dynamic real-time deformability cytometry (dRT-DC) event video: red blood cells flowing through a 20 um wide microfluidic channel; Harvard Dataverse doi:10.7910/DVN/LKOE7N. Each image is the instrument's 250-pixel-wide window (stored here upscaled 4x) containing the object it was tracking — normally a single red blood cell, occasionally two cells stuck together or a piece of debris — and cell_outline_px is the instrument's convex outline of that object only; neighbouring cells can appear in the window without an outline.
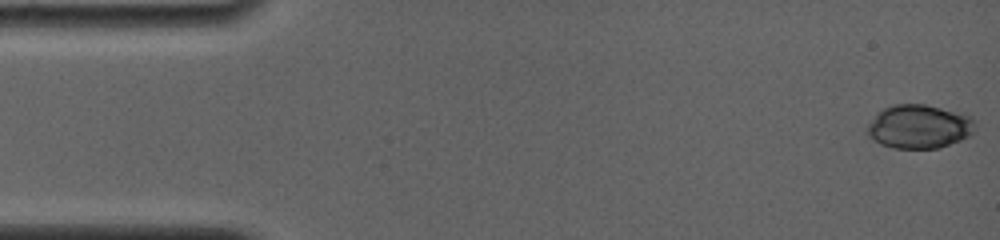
{"species": "common noctule bat (a hibernating species)", "species_latin": "Nyctalus noctula", "temperature_condition": "room temperature", "stored_images_in_passage": 33, "camera_frame_rate_fps": 4000, "um_per_image_px": 0.085, "animal": {"sex": "female", "body_mass_g": 19.0, "forearm_length_mm": 56.7}, "frame": {"image": 1, "passage_image": 1, "time_ms": 0.0, "image_size_px": [1000, 240], "cell_outline_px": [[972, 136], [940, 148], [892, 148], [880, 144], [868, 136], [864, 132], [868, 124], [876, 112], [892, 104], [924, 104], [972, 116]], "centroid_in_image_um": [78.06, 10.77], "position_along_channel_um": 6.9, "area_um2": 27.63}}
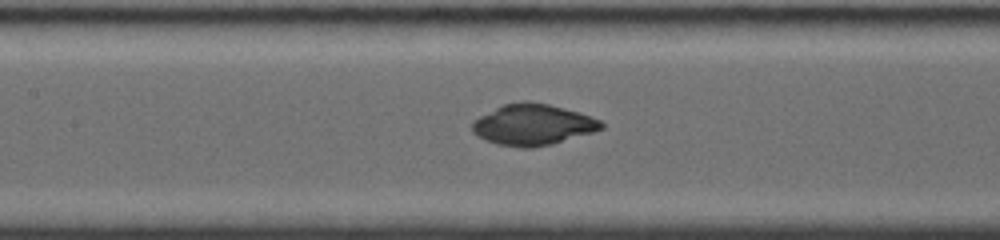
{"frame": {"image": 2, "passage_image": 19, "time_ms": 7.25, "image_size_px": [1000, 240], "cell_outline_px": [[604, 128], [592, 132], [552, 144], [532, 148], [520, 148], [496, 144], [484, 140], [476, 136], [472, 132], [472, 120], [504, 104], [520, 100], [528, 100], [548, 104], [580, 112], [592, 116], [600, 120], [604, 124]], "centroid_in_image_um": [45.27, 10.6], "position_along_channel_um": 162.1, "area_um2": 31.15}}
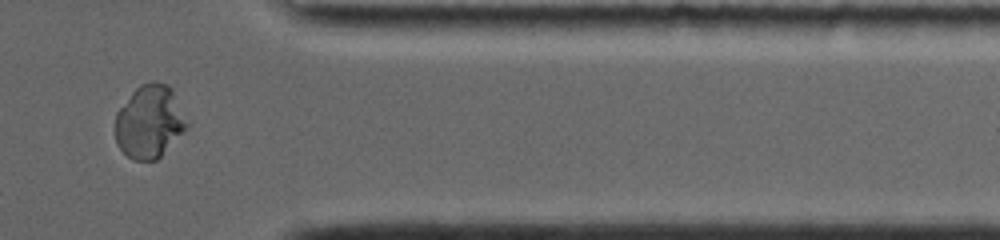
{"frame": {"image": 3, "passage_image": 32, "time_ms": 13.5, "image_size_px": [1000, 240], "cell_outline_px": [[184, 132], [156, 160], [132, 160], [116, 144], [116, 112], [132, 92], [140, 84], [148, 80], [156, 80], [168, 84], [172, 88], [184, 124]], "centroid_in_image_um": [12.64, 10.32], "position_along_channel_um": 398.8, "area_um2": 29.82}}